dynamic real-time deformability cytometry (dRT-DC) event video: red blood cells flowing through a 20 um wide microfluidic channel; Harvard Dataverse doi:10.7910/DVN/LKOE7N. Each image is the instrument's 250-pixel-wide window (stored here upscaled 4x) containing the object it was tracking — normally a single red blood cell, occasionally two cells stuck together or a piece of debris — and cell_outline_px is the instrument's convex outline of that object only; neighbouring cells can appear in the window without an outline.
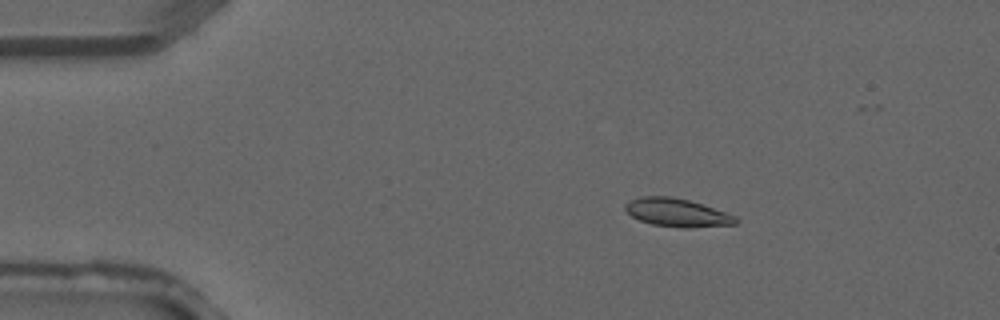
{"species": "common noctule bat (a hibernating species)", "species_latin": "Nyctalus noctula", "temperature_condition": "warm", "stored_images_in_passage": 2, "camera_frame_rate_fps": 3000, "um_per_image_px": 0.085, "animal": {"sex": "male", "forearm_length_mm": 52.5}, "frame": {"image": 1, "passage_image": 1, "time_ms": 0.0, "image_size_px": [1000, 320], "cell_outline_px": [[740, 220], [736, 224], [688, 228], [684, 228], [652, 224], [640, 220], [632, 216], [624, 208], [624, 204], [628, 200], [640, 196], [668, 196], [688, 200], [736, 216]], "centroid_in_image_um": [57.52, 18.07], "position_along_channel_um": 27.5, "area_um2": 18.03}}